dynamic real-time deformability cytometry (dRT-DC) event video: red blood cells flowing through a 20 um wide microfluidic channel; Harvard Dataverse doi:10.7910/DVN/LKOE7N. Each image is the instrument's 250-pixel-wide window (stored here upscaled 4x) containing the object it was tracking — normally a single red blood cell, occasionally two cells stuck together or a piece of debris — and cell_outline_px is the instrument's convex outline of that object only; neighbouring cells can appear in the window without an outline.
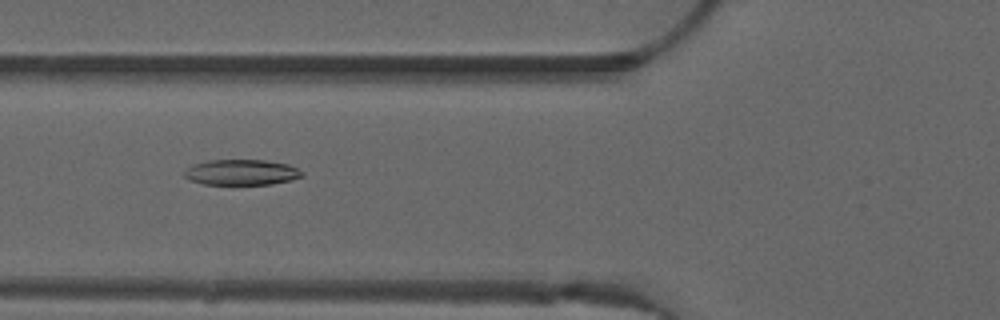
{"species": "common noctule bat (a hibernating species)", "species_latin": "Nyctalus noctula", "temperature_condition": "warm", "stored_images_in_passage": 40, "camera_frame_rate_fps": 3000, "um_per_image_px": 0.085, "animal": {"sex": "male", "forearm_length_mm": 52.5}, "frame": {"image": 1, "passage_image": 8, "time_ms": 2.333, "image_size_px": [1000, 320], "cell_outline_px": [[304, 176], [292, 180], [272, 184], [204, 184], [188, 180], [184, 176], [184, 172], [192, 164], [208, 160], [264, 160], [288, 164], [304, 172]], "centroid_in_image_um": [20.53, 14.64], "position_along_channel_um": 105.3, "area_um2": 17.63}}
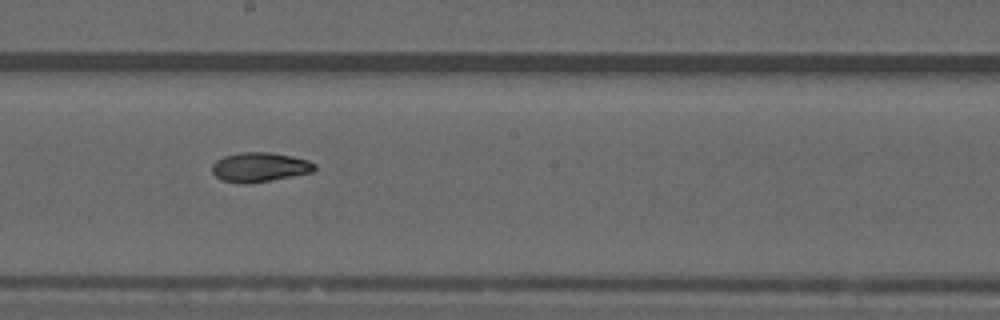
{"frame": {"image": 2, "passage_image": 17, "time_ms": 5.333, "image_size_px": [1000, 320], "cell_outline_px": [[316, 168], [312, 172], [268, 180], [220, 180], [212, 172], [212, 164], [216, 160], [224, 156], [240, 152], [268, 152], [292, 156], [308, 160], [316, 164]], "centroid_in_image_um": [22.1, 14.14], "position_along_channel_um": 226.1, "area_um2": 16.76}}
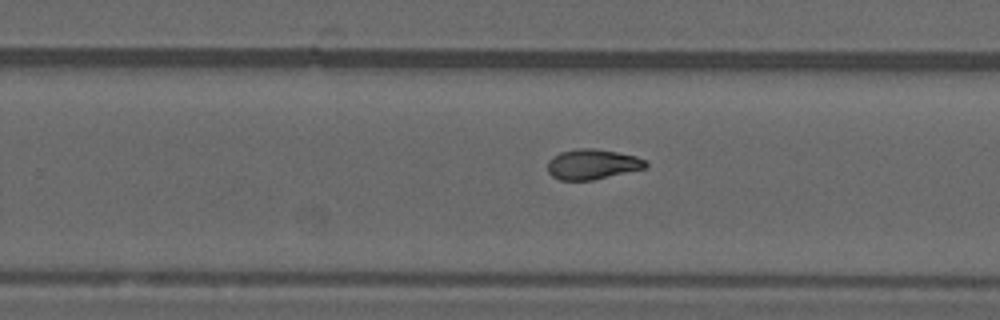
{"frame": {"image": 3, "passage_image": 21, "time_ms": 6.667, "image_size_px": [1000, 320], "cell_outline_px": [[648, 164], [644, 168], [592, 180], [560, 180], [552, 176], [548, 172], [548, 160], [552, 156], [560, 152], [576, 148], [592, 148], [616, 152], [636, 156], [644, 160]], "centroid_in_image_um": [50.3, 13.95], "position_along_channel_um": 279.5, "area_um2": 17.11}, "authors_computed_cell_mechanics": {"area_um2": 17.3978, "velocity_mm_per_s": 4.0227, "shape_relaxation_time_tau1_ms": null, "shape_relaxation_time_tau2_ms": 3.8149, "deformation_change_tau1": null, "deformation_change_tau2": 0.0945}}